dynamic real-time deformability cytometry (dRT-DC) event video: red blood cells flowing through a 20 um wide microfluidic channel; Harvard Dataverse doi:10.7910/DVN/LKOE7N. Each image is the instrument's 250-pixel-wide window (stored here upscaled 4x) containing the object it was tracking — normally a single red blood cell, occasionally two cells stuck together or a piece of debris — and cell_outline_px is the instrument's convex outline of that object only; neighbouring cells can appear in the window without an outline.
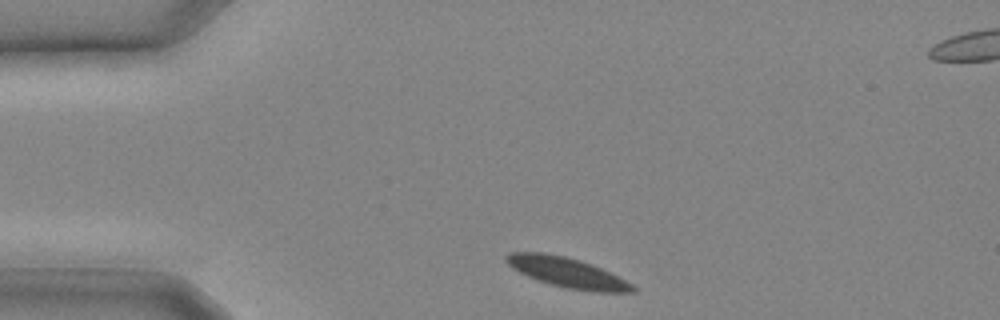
{"species": "common noctule bat (a hibernating species)", "species_latin": "Nyctalus noctula", "temperature_condition": "cold", "stored_images_in_passage": 7, "camera_frame_rate_fps": 3000, "um_per_image_px": 0.085, "animal": {"sex": "male", "body_mass_g": 20.4}, "frame": {"image": 1, "passage_image": 1, "time_ms": 0.0, "image_size_px": [1000, 320], "cell_outline_px": [[636, 292], [596, 292], [568, 288], [552, 284], [528, 276], [512, 268], [504, 260], [504, 256], [508, 252], [544, 252], [564, 256], [580, 260], [592, 264], [632, 284], [636, 288]], "centroid_in_image_um": [48.17, 23.14], "position_along_channel_um": 36.8, "area_um2": 21.79}}
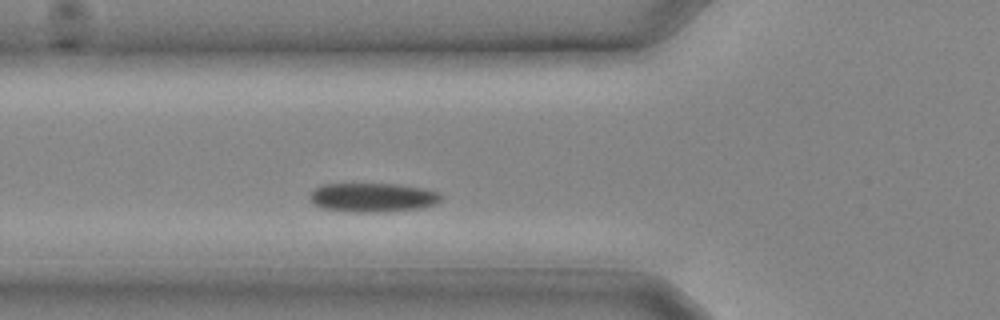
{"frame": {"image": 2, "passage_image": 5, "time_ms": 1.333, "image_size_px": [1000, 320], "cell_outline_px": [[440, 200], [436, 204], [420, 208], [388, 212], [344, 212], [320, 208], [312, 204], [308, 196], [320, 184], [396, 184], [424, 188], [440, 192]], "centroid_in_image_um": [31.64, 16.8], "position_along_channel_um": 94.2, "area_um2": 22.6}}
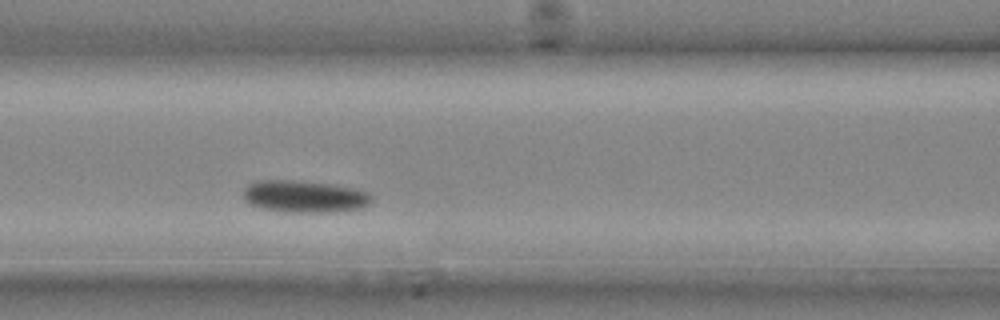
{"frame": {"image": 3, "passage_image": 7, "time_ms": 2.0, "image_size_px": [1000, 320], "cell_outline_px": [[372, 200], [368, 204], [360, 208], [332, 212], [284, 212], [260, 208], [252, 204], [244, 196], [244, 188], [248, 184], [256, 180], [292, 180], [336, 184], [356, 188], [368, 192], [372, 196]], "centroid_in_image_um": [25.9, 16.69], "position_along_channel_um": 140.7, "area_um2": 24.1}}